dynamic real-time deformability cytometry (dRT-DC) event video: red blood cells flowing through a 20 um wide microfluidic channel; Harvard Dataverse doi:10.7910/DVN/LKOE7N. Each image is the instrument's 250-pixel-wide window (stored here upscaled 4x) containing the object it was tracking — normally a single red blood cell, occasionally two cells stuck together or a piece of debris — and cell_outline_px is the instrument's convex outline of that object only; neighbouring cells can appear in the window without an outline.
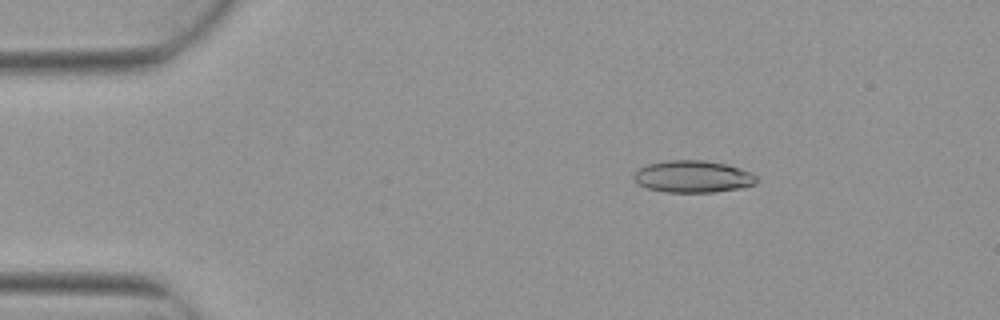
{"species": "Egyptian fruit bat (a non-hibernating species)", "species_latin": "Rousettus aegyptiacus", "temperature_condition": "warm", "stored_images_in_passage": 4, "camera_frame_rate_fps": 3000, "um_per_image_px": 0.085, "animal": {"sex": "female"}, "frame": {"image": 1, "passage_image": 3, "time_ms": 0.667, "image_size_px": [1000, 320], "cell_outline_px": [[760, 180], [756, 184], [740, 188], [712, 192], [664, 192], [648, 188], [636, 184], [632, 180], [632, 176], [640, 168], [648, 164], [668, 160], [704, 160], [728, 164], [752, 172]], "centroid_in_image_um": [58.91, 15.01], "position_along_channel_um": 26.1, "area_um2": 23.18}}